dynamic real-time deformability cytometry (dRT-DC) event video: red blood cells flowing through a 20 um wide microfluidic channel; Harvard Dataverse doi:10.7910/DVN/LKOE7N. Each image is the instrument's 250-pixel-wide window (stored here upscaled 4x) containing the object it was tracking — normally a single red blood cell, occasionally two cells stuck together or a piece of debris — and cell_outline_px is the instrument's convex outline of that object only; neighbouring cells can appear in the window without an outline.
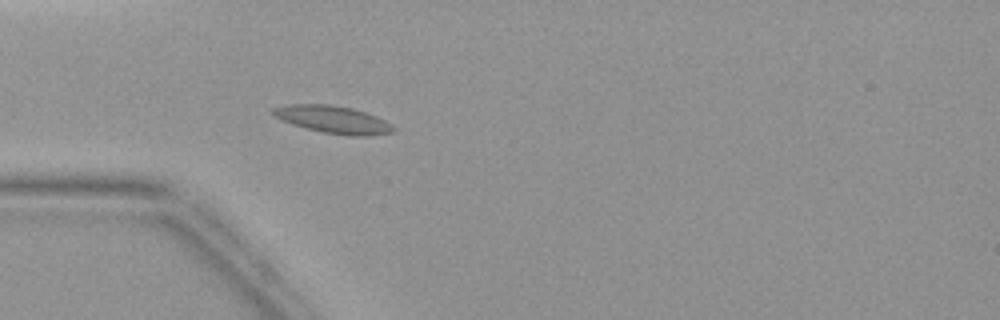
{"species": "common noctule bat (a hibernating species)", "species_latin": "Nyctalus noctula", "temperature_condition": "warm", "stored_images_in_passage": 5, "camera_frame_rate_fps": 3000, "um_per_image_px": 0.085, "animal": {"sex": "female", "body_mass_g": 19.9}, "frame": {"image": 1, "passage_image": 5, "time_ms": 4.667, "image_size_px": [1000, 320], "cell_outline_px": [[396, 132], [368, 136], [352, 136], [324, 132], [292, 124], [272, 116], [268, 112], [272, 108], [288, 104], [328, 104], [352, 108], [376, 116], [392, 124], [396, 128]], "centroid_in_image_um": [28.3, 10.16], "position_along_channel_um": 56.7, "area_um2": 19.36}}